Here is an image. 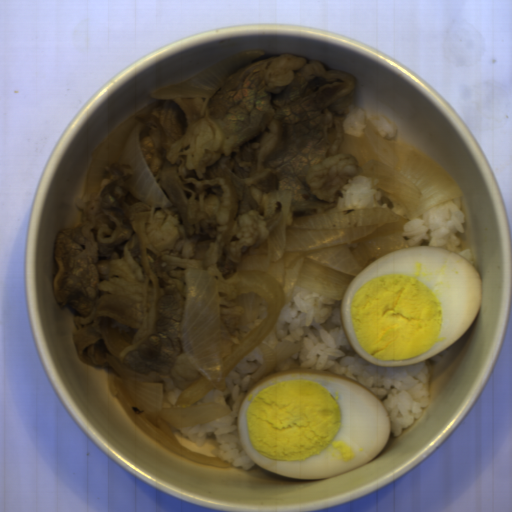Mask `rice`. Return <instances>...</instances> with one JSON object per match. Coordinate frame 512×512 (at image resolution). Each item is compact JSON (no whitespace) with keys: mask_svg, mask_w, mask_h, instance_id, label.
<instances>
[{"mask_svg":"<svg viewBox=\"0 0 512 512\" xmlns=\"http://www.w3.org/2000/svg\"><path fill=\"white\" fill-rule=\"evenodd\" d=\"M342 299H333L295 287L291 299L280 310L267 336L260 342L273 351L277 343L291 342L301 350L276 365L280 369H314L341 375L373 392L391 420L393 437L413 425L429 407L432 372L453 349L428 361L405 367L376 366L350 345L340 309Z\"/></svg>","mask_w":512,"mask_h":512,"instance_id":"652b925c","label":"rice"},{"mask_svg":"<svg viewBox=\"0 0 512 512\" xmlns=\"http://www.w3.org/2000/svg\"><path fill=\"white\" fill-rule=\"evenodd\" d=\"M379 179L356 174L343 185L335 207L326 213L354 211L364 208L388 207L408 220L403 227L408 248L427 246L448 250L470 263L477 271L475 257L470 248L461 247L466 218L461 196L431 206L416 217L395 203L385 190L376 188Z\"/></svg>","mask_w":512,"mask_h":512,"instance_id":"023b6e5f","label":"rice"},{"mask_svg":"<svg viewBox=\"0 0 512 512\" xmlns=\"http://www.w3.org/2000/svg\"><path fill=\"white\" fill-rule=\"evenodd\" d=\"M264 354L256 346L245 356L225 379V391L212 388L206 395L192 404H176L182 391L170 377L162 379L163 399L161 408L184 409L193 408L206 403H220L229 409L227 416L202 422L184 428H175L182 437L203 446L209 436L214 435L218 447L211 450L212 455L221 459L229 466L249 470L256 464L247 455L238 431V419L241 404L248 392L252 375L263 365Z\"/></svg>","mask_w":512,"mask_h":512,"instance_id":"8eca5e8b","label":"rice"},{"mask_svg":"<svg viewBox=\"0 0 512 512\" xmlns=\"http://www.w3.org/2000/svg\"><path fill=\"white\" fill-rule=\"evenodd\" d=\"M367 119L376 126L382 138L396 142L399 136L396 124L383 116L371 114L353 103L349 106L348 113L342 123L344 133L361 137L367 126Z\"/></svg>","mask_w":512,"mask_h":512,"instance_id":"acb35da6","label":"rice"}]
</instances>
